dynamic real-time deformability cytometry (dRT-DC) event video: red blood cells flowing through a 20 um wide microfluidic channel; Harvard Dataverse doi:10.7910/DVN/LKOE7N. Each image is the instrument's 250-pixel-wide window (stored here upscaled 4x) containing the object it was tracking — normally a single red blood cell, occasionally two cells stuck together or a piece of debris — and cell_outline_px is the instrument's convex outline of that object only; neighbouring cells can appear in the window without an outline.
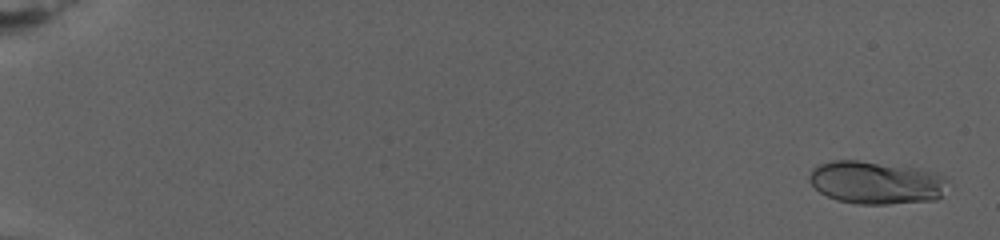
{"species": "human", "species_latin": "Homo sapiens", "temperature_condition": "warm", "stored_images_in_passage": 57, "camera_frame_rate_fps": 3000, "um_per_image_px": 0.085, "donor": {"sex": "female"}, "frame": {"image": 1, "passage_image": 2, "time_ms": 0.333, "image_size_px": [1000, 240], "cell_outline_px": [[948, 180], [940, 196], [936, 200], [888, 204], [860, 204], [836, 200], [820, 192], [808, 180], [808, 176], [812, 168], [820, 164], [832, 160], [856, 160], [920, 168], [944, 176]], "centroid_in_image_um": [74.45, 15.51], "position_along_channel_um": 10.6, "area_um2": 34.56}}
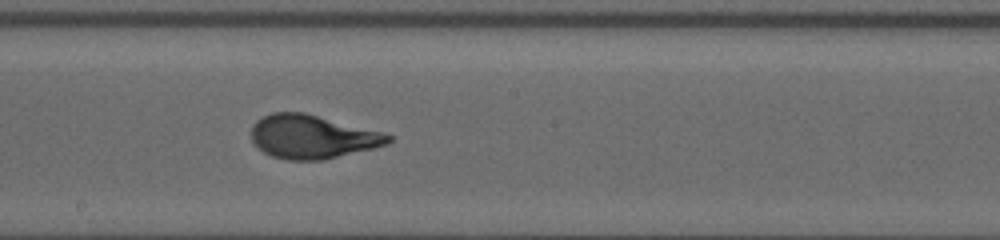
{"frame": {"image": 2, "passage_image": 33, "time_ms": 15.667, "image_size_px": [1000, 240], "cell_outline_px": [[392, 140], [388, 144], [376, 148], [324, 160], [288, 160], [272, 156], [264, 152], [252, 140], [252, 124], [256, 120], [272, 112], [304, 112], [380, 132], [392, 136]], "centroid_in_image_um": [26.54, 11.63], "position_along_channel_um": 221.7, "area_um2": 34.62}}
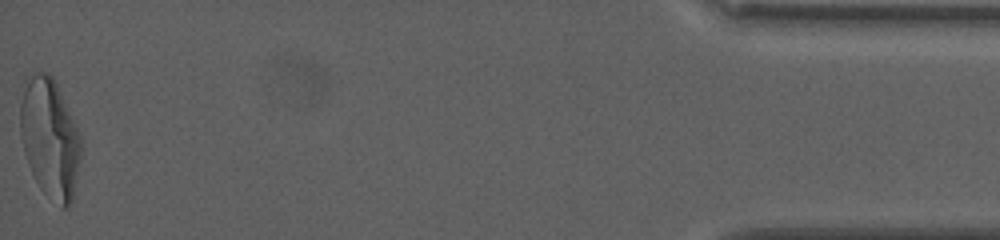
{"frame": {"image": 3, "passage_image": 57, "time_ms": 26.667, "image_size_px": [1000, 240], "cell_outline_px": [[80, 160], [72, 204], [68, 208], [60, 208], [40, 188], [28, 164], [24, 152], [20, 132], [20, 104], [24, 88], [32, 76], [36, 72], [48, 72], [52, 76], [56, 84], [80, 136]], "centroid_in_image_um": [4.24, 11.82], "position_along_channel_um": 431.0, "area_um2": 41.62}, "authors_computed_cell_mechanics": {"area_um2": 34.3332, "velocity_mm_per_s": 2.6439, "shape_relaxation_time_tau1_ms": 7.0916, "shape_relaxation_time_tau2_ms": null, "deformation_change_tau1": 0.2537, "deformation_change_tau2": null}}